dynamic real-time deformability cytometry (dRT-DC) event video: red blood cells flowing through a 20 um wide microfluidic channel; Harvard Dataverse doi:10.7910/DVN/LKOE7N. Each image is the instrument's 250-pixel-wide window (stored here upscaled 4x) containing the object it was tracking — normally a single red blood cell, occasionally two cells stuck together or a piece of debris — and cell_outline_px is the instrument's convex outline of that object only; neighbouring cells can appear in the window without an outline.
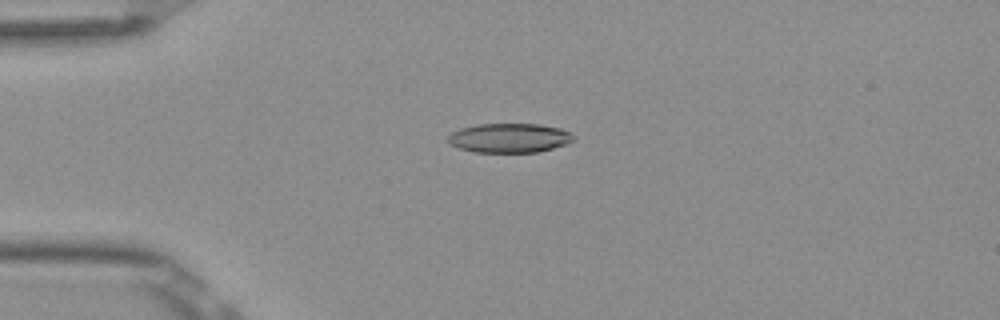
{"species": "Egyptian fruit bat (a non-hibernating species)", "species_latin": "Rousettus aegyptiacus", "temperature_condition": "room temperature", "stored_images_in_passage": 5, "camera_frame_rate_fps": 3000, "um_per_image_px": 0.085, "frame": {"image": 1, "passage_image": 4, "time_ms": 1.0, "image_size_px": [1000, 320], "cell_outline_px": [[576, 140], [568, 144], [536, 152], [472, 152], [448, 144], [448, 136], [452, 132], [460, 128], [476, 124], [540, 124], [560, 128], [572, 132], [576, 136]], "centroid_in_image_um": [43.33, 11.72], "position_along_channel_um": 41.7, "area_um2": 21.73}}